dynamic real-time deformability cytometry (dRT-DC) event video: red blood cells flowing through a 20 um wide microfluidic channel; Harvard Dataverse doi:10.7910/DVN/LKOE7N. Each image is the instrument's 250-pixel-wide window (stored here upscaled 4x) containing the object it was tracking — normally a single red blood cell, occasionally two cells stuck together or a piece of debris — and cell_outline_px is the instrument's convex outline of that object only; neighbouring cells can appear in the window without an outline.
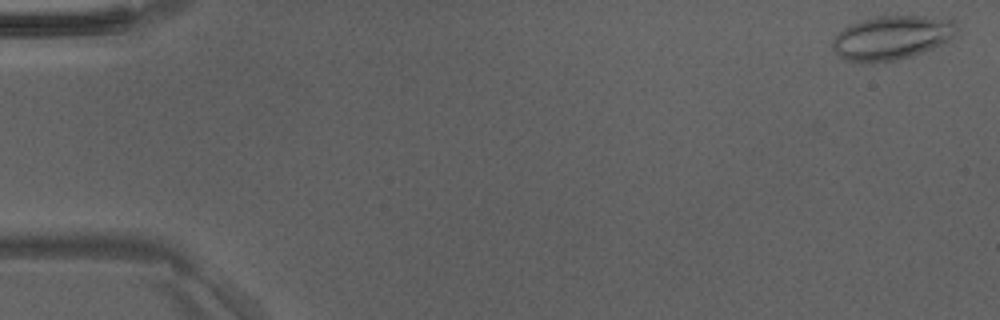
{"species": "Egyptian fruit bat (a non-hibernating species)", "species_latin": "Rousettus aegyptiacus", "temperature_condition": "room temperature", "stored_images_in_passage": 49, "camera_frame_rate_fps": 3000, "um_per_image_px": 0.085, "animal": {"sex": "male"}, "frame": {"image": 1, "passage_image": 2, "time_ms": 0.333, "image_size_px": [1000, 320], "cell_outline_px": [[956, 28], [952, 36], [948, 40], [932, 48], [912, 56], [892, 60], [860, 64], [844, 60], [832, 48], [832, 40], [844, 28], [852, 24], [864, 20], [880, 16], [952, 16], [956, 24]], "centroid_in_image_um": [75.82, 3.2], "position_along_channel_um": 9.2, "area_um2": 31.85}}
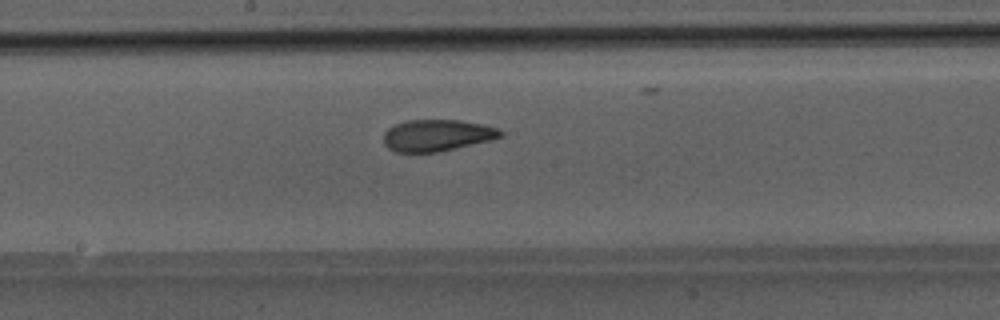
{"frame": {"image": 2, "passage_image": 27, "time_ms": 8.667, "image_size_px": [1000, 320], "cell_outline_px": [[504, 136], [492, 140], [436, 152], [396, 152], [388, 148], [384, 144], [384, 132], [388, 128], [396, 124], [408, 120], [460, 120], [480, 124], [496, 128], [504, 132]], "centroid_in_image_um": [37.14, 11.5], "position_along_channel_um": 211.1, "area_um2": 21.44}}
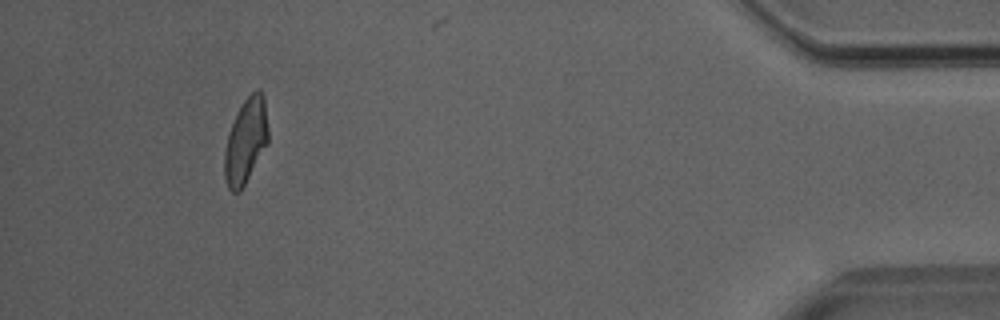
{"frame": {"image": 3, "passage_image": 46, "time_ms": 15.0, "image_size_px": [1000, 320], "cell_outline_px": [[268, 144], [240, 192], [232, 192], [228, 188], [224, 176], [224, 152], [228, 132], [244, 100], [256, 88], [260, 88], [264, 96], [268, 128]], "centroid_in_image_um": [20.9, 11.99], "position_along_channel_um": 414.3, "area_um2": 21.73}}